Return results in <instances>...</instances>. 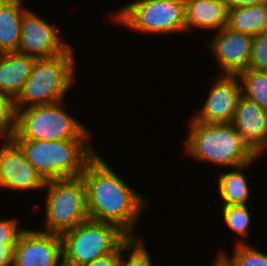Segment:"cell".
<instances>
[{
    "label": "cell",
    "mask_w": 267,
    "mask_h": 266,
    "mask_svg": "<svg viewBox=\"0 0 267 266\" xmlns=\"http://www.w3.org/2000/svg\"><path fill=\"white\" fill-rule=\"evenodd\" d=\"M13 266H63L61 236L23 229L14 248Z\"/></svg>",
    "instance_id": "cell-10"
},
{
    "label": "cell",
    "mask_w": 267,
    "mask_h": 266,
    "mask_svg": "<svg viewBox=\"0 0 267 266\" xmlns=\"http://www.w3.org/2000/svg\"><path fill=\"white\" fill-rule=\"evenodd\" d=\"M215 80L193 119L207 124L231 123L242 95L241 82L237 75H220Z\"/></svg>",
    "instance_id": "cell-12"
},
{
    "label": "cell",
    "mask_w": 267,
    "mask_h": 266,
    "mask_svg": "<svg viewBox=\"0 0 267 266\" xmlns=\"http://www.w3.org/2000/svg\"><path fill=\"white\" fill-rule=\"evenodd\" d=\"M226 27L252 36L267 30V1L228 9Z\"/></svg>",
    "instance_id": "cell-18"
},
{
    "label": "cell",
    "mask_w": 267,
    "mask_h": 266,
    "mask_svg": "<svg viewBox=\"0 0 267 266\" xmlns=\"http://www.w3.org/2000/svg\"><path fill=\"white\" fill-rule=\"evenodd\" d=\"M232 125L257 155L267 143V112L256 102L241 95Z\"/></svg>",
    "instance_id": "cell-14"
},
{
    "label": "cell",
    "mask_w": 267,
    "mask_h": 266,
    "mask_svg": "<svg viewBox=\"0 0 267 266\" xmlns=\"http://www.w3.org/2000/svg\"><path fill=\"white\" fill-rule=\"evenodd\" d=\"M16 218L0 220V244H16L17 238L24 228H19Z\"/></svg>",
    "instance_id": "cell-26"
},
{
    "label": "cell",
    "mask_w": 267,
    "mask_h": 266,
    "mask_svg": "<svg viewBox=\"0 0 267 266\" xmlns=\"http://www.w3.org/2000/svg\"><path fill=\"white\" fill-rule=\"evenodd\" d=\"M217 266H227L223 261H221Z\"/></svg>",
    "instance_id": "cell-32"
},
{
    "label": "cell",
    "mask_w": 267,
    "mask_h": 266,
    "mask_svg": "<svg viewBox=\"0 0 267 266\" xmlns=\"http://www.w3.org/2000/svg\"><path fill=\"white\" fill-rule=\"evenodd\" d=\"M222 217L229 229L236 232L243 239L247 238L249 233V225L251 221V214L245 205H231L222 207Z\"/></svg>",
    "instance_id": "cell-22"
},
{
    "label": "cell",
    "mask_w": 267,
    "mask_h": 266,
    "mask_svg": "<svg viewBox=\"0 0 267 266\" xmlns=\"http://www.w3.org/2000/svg\"><path fill=\"white\" fill-rule=\"evenodd\" d=\"M128 238L116 225L87 219L61 235L62 264L83 266L115 252Z\"/></svg>",
    "instance_id": "cell-6"
},
{
    "label": "cell",
    "mask_w": 267,
    "mask_h": 266,
    "mask_svg": "<svg viewBox=\"0 0 267 266\" xmlns=\"http://www.w3.org/2000/svg\"><path fill=\"white\" fill-rule=\"evenodd\" d=\"M73 51L70 47L58 56L36 59L23 89L14 99V109L20 110L64 100L75 82Z\"/></svg>",
    "instance_id": "cell-4"
},
{
    "label": "cell",
    "mask_w": 267,
    "mask_h": 266,
    "mask_svg": "<svg viewBox=\"0 0 267 266\" xmlns=\"http://www.w3.org/2000/svg\"><path fill=\"white\" fill-rule=\"evenodd\" d=\"M64 100L15 110L11 139L54 140L90 139V131L66 110Z\"/></svg>",
    "instance_id": "cell-5"
},
{
    "label": "cell",
    "mask_w": 267,
    "mask_h": 266,
    "mask_svg": "<svg viewBox=\"0 0 267 266\" xmlns=\"http://www.w3.org/2000/svg\"><path fill=\"white\" fill-rule=\"evenodd\" d=\"M14 100L0 91V138L9 137L15 125Z\"/></svg>",
    "instance_id": "cell-25"
},
{
    "label": "cell",
    "mask_w": 267,
    "mask_h": 266,
    "mask_svg": "<svg viewBox=\"0 0 267 266\" xmlns=\"http://www.w3.org/2000/svg\"><path fill=\"white\" fill-rule=\"evenodd\" d=\"M130 251L128 259H123L124 252ZM151 255L147 251L142 240L138 237H129L120 246V263L119 266H153L151 261ZM127 260V261H126Z\"/></svg>",
    "instance_id": "cell-23"
},
{
    "label": "cell",
    "mask_w": 267,
    "mask_h": 266,
    "mask_svg": "<svg viewBox=\"0 0 267 266\" xmlns=\"http://www.w3.org/2000/svg\"><path fill=\"white\" fill-rule=\"evenodd\" d=\"M225 3L227 9L233 7H245L251 6L258 3H263L267 0H222Z\"/></svg>",
    "instance_id": "cell-29"
},
{
    "label": "cell",
    "mask_w": 267,
    "mask_h": 266,
    "mask_svg": "<svg viewBox=\"0 0 267 266\" xmlns=\"http://www.w3.org/2000/svg\"><path fill=\"white\" fill-rule=\"evenodd\" d=\"M233 255L228 257L225 253H220L221 260L227 266H267V255L262 251L243 241L236 242Z\"/></svg>",
    "instance_id": "cell-21"
},
{
    "label": "cell",
    "mask_w": 267,
    "mask_h": 266,
    "mask_svg": "<svg viewBox=\"0 0 267 266\" xmlns=\"http://www.w3.org/2000/svg\"><path fill=\"white\" fill-rule=\"evenodd\" d=\"M208 43L222 75H238L248 69L254 36L224 26Z\"/></svg>",
    "instance_id": "cell-13"
},
{
    "label": "cell",
    "mask_w": 267,
    "mask_h": 266,
    "mask_svg": "<svg viewBox=\"0 0 267 266\" xmlns=\"http://www.w3.org/2000/svg\"><path fill=\"white\" fill-rule=\"evenodd\" d=\"M189 124L184 147L194 159L233 169L255 162L257 155L232 123L207 124L192 118Z\"/></svg>",
    "instance_id": "cell-2"
},
{
    "label": "cell",
    "mask_w": 267,
    "mask_h": 266,
    "mask_svg": "<svg viewBox=\"0 0 267 266\" xmlns=\"http://www.w3.org/2000/svg\"><path fill=\"white\" fill-rule=\"evenodd\" d=\"M36 58L19 52L0 54V91L13 100L27 81Z\"/></svg>",
    "instance_id": "cell-15"
},
{
    "label": "cell",
    "mask_w": 267,
    "mask_h": 266,
    "mask_svg": "<svg viewBox=\"0 0 267 266\" xmlns=\"http://www.w3.org/2000/svg\"><path fill=\"white\" fill-rule=\"evenodd\" d=\"M251 163L236 167L231 172L221 173L218 177L219 194L224 205H248L250 198V187L247 183L244 168L250 166Z\"/></svg>",
    "instance_id": "cell-19"
},
{
    "label": "cell",
    "mask_w": 267,
    "mask_h": 266,
    "mask_svg": "<svg viewBox=\"0 0 267 266\" xmlns=\"http://www.w3.org/2000/svg\"><path fill=\"white\" fill-rule=\"evenodd\" d=\"M114 13L111 18L115 23L135 32L153 35L187 32L185 0H136Z\"/></svg>",
    "instance_id": "cell-8"
},
{
    "label": "cell",
    "mask_w": 267,
    "mask_h": 266,
    "mask_svg": "<svg viewBox=\"0 0 267 266\" xmlns=\"http://www.w3.org/2000/svg\"><path fill=\"white\" fill-rule=\"evenodd\" d=\"M110 166L97 153L81 174L86 187L88 217L116 225L129 237H137L133 229L147 201Z\"/></svg>",
    "instance_id": "cell-1"
},
{
    "label": "cell",
    "mask_w": 267,
    "mask_h": 266,
    "mask_svg": "<svg viewBox=\"0 0 267 266\" xmlns=\"http://www.w3.org/2000/svg\"><path fill=\"white\" fill-rule=\"evenodd\" d=\"M0 149V187L12 190L44 189L46 180L25 158L24 152L10 138H2Z\"/></svg>",
    "instance_id": "cell-11"
},
{
    "label": "cell",
    "mask_w": 267,
    "mask_h": 266,
    "mask_svg": "<svg viewBox=\"0 0 267 266\" xmlns=\"http://www.w3.org/2000/svg\"><path fill=\"white\" fill-rule=\"evenodd\" d=\"M242 95L256 102L267 112V76L263 71L246 69L237 75Z\"/></svg>",
    "instance_id": "cell-20"
},
{
    "label": "cell",
    "mask_w": 267,
    "mask_h": 266,
    "mask_svg": "<svg viewBox=\"0 0 267 266\" xmlns=\"http://www.w3.org/2000/svg\"><path fill=\"white\" fill-rule=\"evenodd\" d=\"M16 244H0V266L14 265V248Z\"/></svg>",
    "instance_id": "cell-28"
},
{
    "label": "cell",
    "mask_w": 267,
    "mask_h": 266,
    "mask_svg": "<svg viewBox=\"0 0 267 266\" xmlns=\"http://www.w3.org/2000/svg\"><path fill=\"white\" fill-rule=\"evenodd\" d=\"M267 68V30L255 35L252 42V49L248 69L264 71Z\"/></svg>",
    "instance_id": "cell-24"
},
{
    "label": "cell",
    "mask_w": 267,
    "mask_h": 266,
    "mask_svg": "<svg viewBox=\"0 0 267 266\" xmlns=\"http://www.w3.org/2000/svg\"><path fill=\"white\" fill-rule=\"evenodd\" d=\"M21 0H0V54L18 50L23 13Z\"/></svg>",
    "instance_id": "cell-17"
},
{
    "label": "cell",
    "mask_w": 267,
    "mask_h": 266,
    "mask_svg": "<svg viewBox=\"0 0 267 266\" xmlns=\"http://www.w3.org/2000/svg\"><path fill=\"white\" fill-rule=\"evenodd\" d=\"M120 263V247L113 253L105 254L97 257L83 266H119Z\"/></svg>",
    "instance_id": "cell-27"
},
{
    "label": "cell",
    "mask_w": 267,
    "mask_h": 266,
    "mask_svg": "<svg viewBox=\"0 0 267 266\" xmlns=\"http://www.w3.org/2000/svg\"><path fill=\"white\" fill-rule=\"evenodd\" d=\"M45 228L41 231L62 235L89 219L83 177L46 181Z\"/></svg>",
    "instance_id": "cell-7"
},
{
    "label": "cell",
    "mask_w": 267,
    "mask_h": 266,
    "mask_svg": "<svg viewBox=\"0 0 267 266\" xmlns=\"http://www.w3.org/2000/svg\"><path fill=\"white\" fill-rule=\"evenodd\" d=\"M265 73V75L267 76V68L263 71Z\"/></svg>",
    "instance_id": "cell-33"
},
{
    "label": "cell",
    "mask_w": 267,
    "mask_h": 266,
    "mask_svg": "<svg viewBox=\"0 0 267 266\" xmlns=\"http://www.w3.org/2000/svg\"><path fill=\"white\" fill-rule=\"evenodd\" d=\"M58 30L54 24L27 9L22 16L17 52L36 59H48L65 53L71 46L63 42Z\"/></svg>",
    "instance_id": "cell-9"
},
{
    "label": "cell",
    "mask_w": 267,
    "mask_h": 266,
    "mask_svg": "<svg viewBox=\"0 0 267 266\" xmlns=\"http://www.w3.org/2000/svg\"><path fill=\"white\" fill-rule=\"evenodd\" d=\"M219 256L216 257L217 259H215V262L213 263L212 266H217L222 260H221V256L220 253L218 254Z\"/></svg>",
    "instance_id": "cell-30"
},
{
    "label": "cell",
    "mask_w": 267,
    "mask_h": 266,
    "mask_svg": "<svg viewBox=\"0 0 267 266\" xmlns=\"http://www.w3.org/2000/svg\"><path fill=\"white\" fill-rule=\"evenodd\" d=\"M227 11L222 0H185L186 29L220 30L227 23Z\"/></svg>",
    "instance_id": "cell-16"
},
{
    "label": "cell",
    "mask_w": 267,
    "mask_h": 266,
    "mask_svg": "<svg viewBox=\"0 0 267 266\" xmlns=\"http://www.w3.org/2000/svg\"><path fill=\"white\" fill-rule=\"evenodd\" d=\"M267 152V143L265 145V147L257 154V158L260 156V154Z\"/></svg>",
    "instance_id": "cell-31"
},
{
    "label": "cell",
    "mask_w": 267,
    "mask_h": 266,
    "mask_svg": "<svg viewBox=\"0 0 267 266\" xmlns=\"http://www.w3.org/2000/svg\"><path fill=\"white\" fill-rule=\"evenodd\" d=\"M12 140L46 181L80 176L97 154L89 139Z\"/></svg>",
    "instance_id": "cell-3"
}]
</instances>
